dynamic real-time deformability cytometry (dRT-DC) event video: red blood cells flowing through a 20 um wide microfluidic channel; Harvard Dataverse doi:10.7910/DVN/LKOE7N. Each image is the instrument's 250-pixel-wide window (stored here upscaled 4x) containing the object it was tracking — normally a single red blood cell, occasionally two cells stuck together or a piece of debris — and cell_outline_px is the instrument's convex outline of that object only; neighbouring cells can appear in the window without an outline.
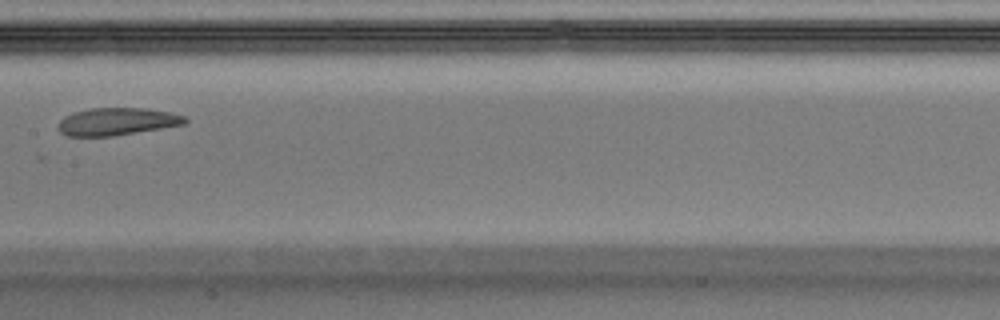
{"species": "Egyptian fruit bat (a non-hibernating species)", "species_latin": "Rousettus aegyptiacus", "temperature_condition": "warm", "stored_images_in_passage": 7, "camera_frame_rate_fps": 3000, "um_per_image_px": 0.085, "animal": {"sex": "male"}, "frame": {"image": 1, "passage_image": 7, "time_ms": 2.0, "image_size_px": [1000, 320], "cell_outline_px": [[188, 120], [184, 124], [112, 136], [68, 136], [60, 132], [56, 128], [60, 120], [64, 116], [72, 112], [92, 108], [144, 108], [172, 112], [184, 116]], "centroid_in_image_um": [9.9, 10.32], "position_along_channel_um": 197.5, "area_um2": 20.29}}